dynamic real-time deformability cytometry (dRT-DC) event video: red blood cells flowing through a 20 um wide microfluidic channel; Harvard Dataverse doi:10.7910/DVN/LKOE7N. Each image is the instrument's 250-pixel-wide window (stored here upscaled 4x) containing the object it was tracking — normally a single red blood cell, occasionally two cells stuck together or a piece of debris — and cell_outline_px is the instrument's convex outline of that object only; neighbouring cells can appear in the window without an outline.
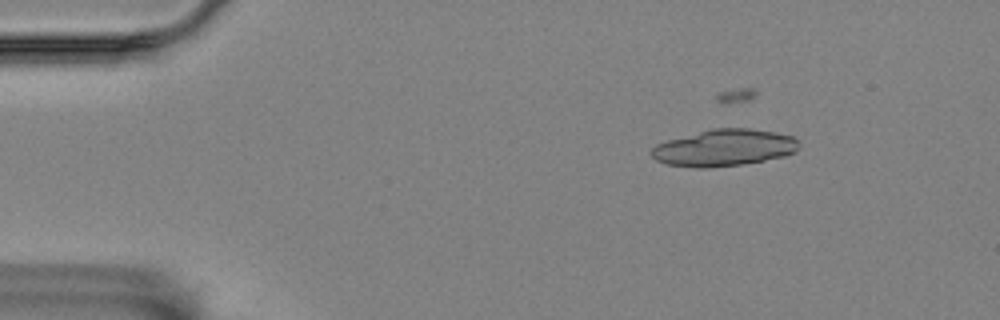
{"species": "Egyptian fruit bat (a non-hibernating species)", "species_latin": "Rousettus aegyptiacus", "temperature_condition": "room temperature", "stored_images_in_passage": 7, "camera_frame_rate_fps": 3000, "um_per_image_px": 0.085, "animal": {"sex": "female"}, "frame": {"image": 1, "passage_image": 3, "time_ms": 0.667, "image_size_px": [1000, 320], "cell_outline_px": [[796, 152], [784, 156], [764, 160], [740, 164], [708, 168], [696, 168], [668, 164], [656, 160], [648, 152], [656, 144], [668, 140], [712, 128], [748, 128], [772, 132], [792, 136], [796, 140]], "centroid_in_image_um": [61.49, 12.56], "position_along_channel_um": 23.5, "area_um2": 31.21}}